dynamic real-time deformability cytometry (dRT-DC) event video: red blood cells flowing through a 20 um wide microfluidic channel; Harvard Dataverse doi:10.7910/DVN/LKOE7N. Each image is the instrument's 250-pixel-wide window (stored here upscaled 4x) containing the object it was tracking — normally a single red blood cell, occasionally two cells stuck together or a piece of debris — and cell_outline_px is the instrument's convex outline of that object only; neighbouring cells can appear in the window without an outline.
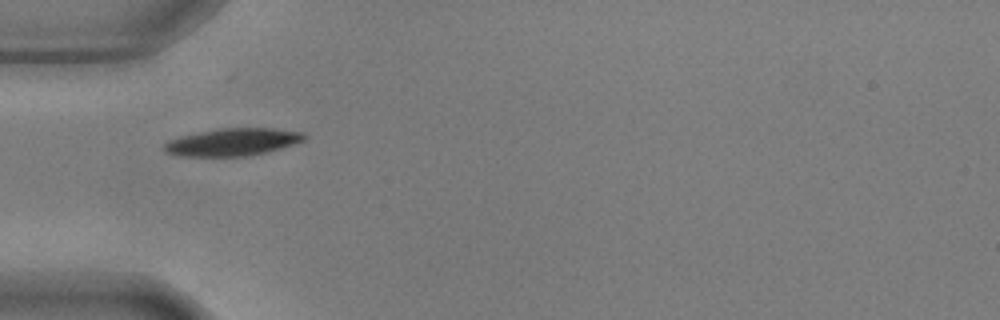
{"species": "common noctule bat (a hibernating species)", "species_latin": "Nyctalus noctula", "temperature_condition": "warm", "stored_images_in_passage": 39, "camera_frame_rate_fps": 3000, "um_per_image_px": 0.085, "animal": {"sex": "male", "body_mass_g": 17.9, "forearm_length_mm": 54.2}, "frame": {"image": 1, "passage_image": 1, "time_ms": 0.0, "image_size_px": [1000, 320], "cell_outline_px": [[308, 136], [304, 140], [280, 148], [248, 156], [176, 156], [164, 152], [164, 144], [168, 140], [180, 136], [220, 128], [272, 128], [304, 132]], "centroid_in_image_um": [19.75, 12.07], "position_along_channel_um": 65.3, "area_um2": 22.37}}
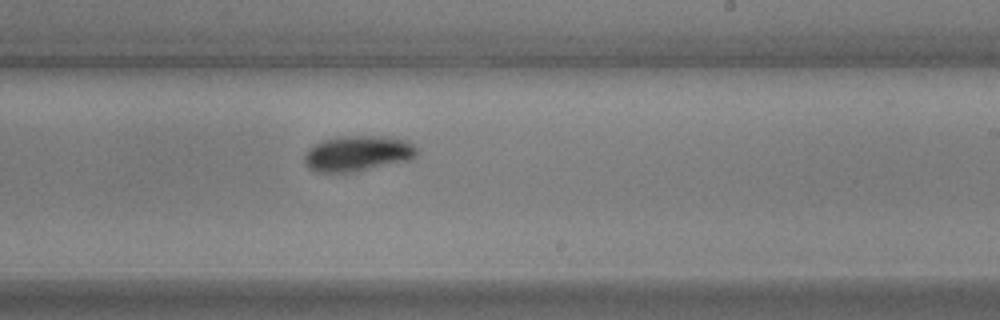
{"frame": {"image": 2, "passage_image": 17, "time_ms": 5.333, "image_size_px": [1000, 320], "cell_outline_px": [[416, 156], [412, 160], [356, 172], [316, 172], [308, 168], [304, 164], [304, 156], [308, 148], [312, 144], [324, 140], [344, 136], [384, 136], [404, 140], [412, 144], [416, 148]], "centroid_in_image_um": [30.38, 13.06], "position_along_channel_um": 258.6, "area_um2": 23.52}}
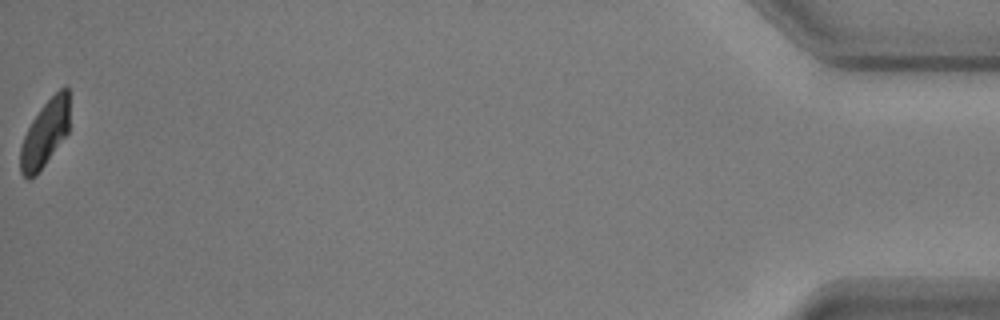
{"frame": {"image": 3, "passage_image": 39, "time_ms": 12.667, "image_size_px": [1000, 320], "cell_outline_px": [[68, 132], [36, 176], [28, 180], [20, 172], [20, 148], [24, 136], [32, 120], [40, 108], [60, 88], [68, 88]], "centroid_in_image_um": [3.79, 11.39], "position_along_channel_um": 431.4, "area_um2": 18.73}, "authors_computed_cell_mechanics": {"area_um2": 22.3686, "velocity_mm_per_s": 3.6438, "shape_relaxation_time_tau1_ms": 3.4622, "shape_relaxation_time_tau2_ms": null, "deformation_change_tau1": 0.158, "deformation_change_tau2": null}}